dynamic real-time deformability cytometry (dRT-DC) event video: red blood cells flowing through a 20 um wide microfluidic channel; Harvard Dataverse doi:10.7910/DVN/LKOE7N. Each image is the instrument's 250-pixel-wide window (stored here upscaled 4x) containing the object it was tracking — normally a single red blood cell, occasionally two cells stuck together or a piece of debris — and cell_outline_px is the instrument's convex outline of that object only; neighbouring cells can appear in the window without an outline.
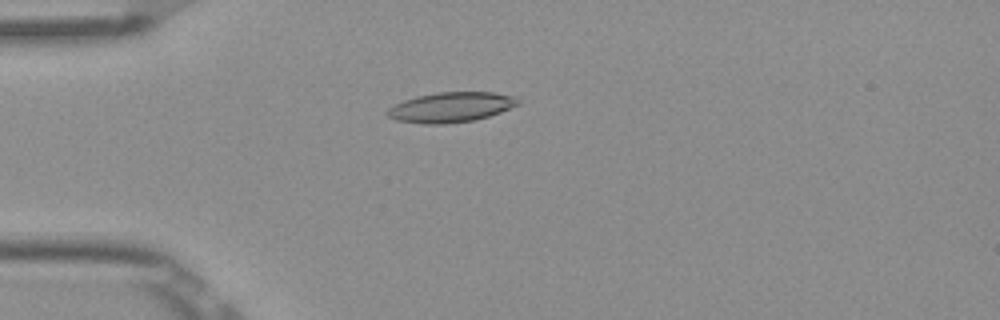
{"species": "Egyptian fruit bat (a non-hibernating species)", "species_latin": "Rousettus aegyptiacus", "temperature_condition": "room temperature", "stored_images_in_passage": 52, "camera_frame_rate_fps": 3000, "um_per_image_px": 0.085, "frame": {"image": 1, "passage_image": 14, "time_ms": 4.333, "image_size_px": [1000, 320], "cell_outline_px": [[520, 104], [500, 112], [488, 116], [472, 120], [440, 124], [424, 124], [396, 120], [388, 116], [384, 112], [388, 108], [404, 100], [416, 96], [440, 92], [496, 92], [512, 96], [520, 100]], "centroid_in_image_um": [38.32, 9.11], "position_along_channel_um": 46.7, "area_um2": 22.72}}
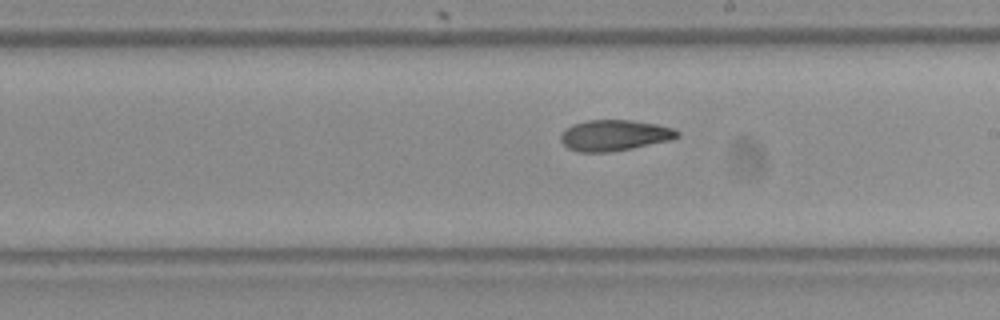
{"frame": {"image": 2, "passage_image": 30, "time_ms": 9.667, "image_size_px": [1000, 320], "cell_outline_px": [[680, 136], [672, 140], [632, 148], [608, 152], [576, 152], [568, 148], [560, 140], [560, 132], [572, 124], [588, 120], [632, 120], [656, 124], [672, 128], [680, 132]], "centroid_in_image_um": [52.21, 11.5], "position_along_channel_um": 236.8, "area_um2": 21.15}}
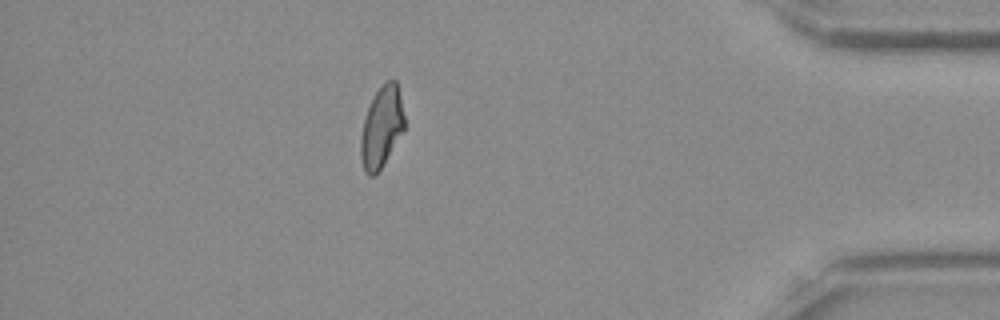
{"frame": {"image": 3, "passage_image": 46, "time_ms": 15.0, "image_size_px": [1000, 320], "cell_outline_px": [[404, 128], [376, 176], [368, 176], [364, 172], [360, 156], [360, 136], [364, 120], [368, 108], [376, 92], [388, 80], [396, 80], [400, 96], [404, 116]], "centroid_in_image_um": [32.4, 10.85], "position_along_channel_um": 402.8, "area_um2": 20.23}, "authors_computed_cell_mechanics": {"area_um2": 21.5305, "velocity_mm_per_s": 3.8881, "shape_relaxation_time_tau1_ms": null, "shape_relaxation_time_tau2_ms": 5.7371, "deformation_change_tau1": null, "deformation_change_tau2": 0.1278}}